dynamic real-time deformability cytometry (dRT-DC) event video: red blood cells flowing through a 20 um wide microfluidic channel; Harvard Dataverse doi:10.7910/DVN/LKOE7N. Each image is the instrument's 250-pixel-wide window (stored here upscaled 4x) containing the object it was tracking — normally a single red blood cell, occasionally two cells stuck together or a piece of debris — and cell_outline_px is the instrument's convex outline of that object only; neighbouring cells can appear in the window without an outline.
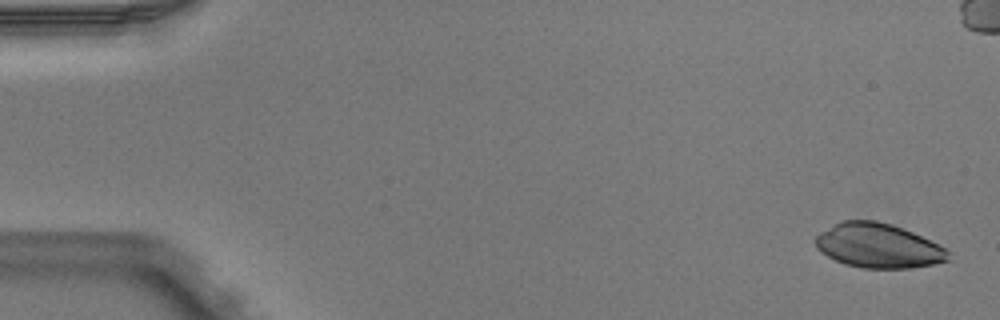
{"species": "Egyptian fruit bat (a non-hibernating species)", "species_latin": "Rousettus aegyptiacus", "temperature_condition": "warm", "stored_images_in_passage": 5, "camera_frame_rate_fps": 3000, "um_per_image_px": 0.085, "animal": {"sex": "male"}, "frame": {"image": 1, "passage_image": 1, "time_ms": 0.0, "image_size_px": [1000, 320], "cell_outline_px": [[952, 260], [936, 264], [912, 268], [860, 268], [844, 264], [820, 252], [816, 248], [816, 236], [820, 232], [840, 220], [876, 220], [892, 224], [912, 232], [940, 244], [948, 252]], "centroid_in_image_um": [74.67, 20.89], "position_along_channel_um": 10.3, "area_um2": 34.68}}